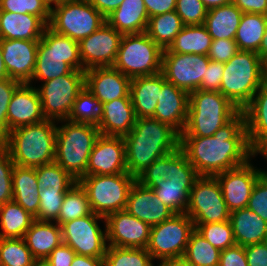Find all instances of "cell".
I'll return each instance as SVG.
<instances>
[{"instance_id": "44", "label": "cell", "mask_w": 267, "mask_h": 266, "mask_svg": "<svg viewBox=\"0 0 267 266\" xmlns=\"http://www.w3.org/2000/svg\"><path fill=\"white\" fill-rule=\"evenodd\" d=\"M39 189H70L76 182L55 161L35 168Z\"/></svg>"}, {"instance_id": "48", "label": "cell", "mask_w": 267, "mask_h": 266, "mask_svg": "<svg viewBox=\"0 0 267 266\" xmlns=\"http://www.w3.org/2000/svg\"><path fill=\"white\" fill-rule=\"evenodd\" d=\"M175 11L184 25H202L208 10L201 0H176Z\"/></svg>"}, {"instance_id": "46", "label": "cell", "mask_w": 267, "mask_h": 266, "mask_svg": "<svg viewBox=\"0 0 267 266\" xmlns=\"http://www.w3.org/2000/svg\"><path fill=\"white\" fill-rule=\"evenodd\" d=\"M52 5L47 0H0V11L18 14H33L47 25L51 18Z\"/></svg>"}, {"instance_id": "24", "label": "cell", "mask_w": 267, "mask_h": 266, "mask_svg": "<svg viewBox=\"0 0 267 266\" xmlns=\"http://www.w3.org/2000/svg\"><path fill=\"white\" fill-rule=\"evenodd\" d=\"M125 210L150 226L160 224L175 214L156 196L152 188L137 181L129 191Z\"/></svg>"}, {"instance_id": "42", "label": "cell", "mask_w": 267, "mask_h": 266, "mask_svg": "<svg viewBox=\"0 0 267 266\" xmlns=\"http://www.w3.org/2000/svg\"><path fill=\"white\" fill-rule=\"evenodd\" d=\"M103 260L105 266H154L145 248L108 246Z\"/></svg>"}, {"instance_id": "21", "label": "cell", "mask_w": 267, "mask_h": 266, "mask_svg": "<svg viewBox=\"0 0 267 266\" xmlns=\"http://www.w3.org/2000/svg\"><path fill=\"white\" fill-rule=\"evenodd\" d=\"M131 78L113 66L85 70V88L102 104L119 98H131Z\"/></svg>"}, {"instance_id": "25", "label": "cell", "mask_w": 267, "mask_h": 266, "mask_svg": "<svg viewBox=\"0 0 267 266\" xmlns=\"http://www.w3.org/2000/svg\"><path fill=\"white\" fill-rule=\"evenodd\" d=\"M189 93L170 82L162 85L153 118L166 123L181 134L186 125Z\"/></svg>"}, {"instance_id": "31", "label": "cell", "mask_w": 267, "mask_h": 266, "mask_svg": "<svg viewBox=\"0 0 267 266\" xmlns=\"http://www.w3.org/2000/svg\"><path fill=\"white\" fill-rule=\"evenodd\" d=\"M13 201L21 205L36 220L40 205L39 186L35 168L14 165L12 172Z\"/></svg>"}, {"instance_id": "10", "label": "cell", "mask_w": 267, "mask_h": 266, "mask_svg": "<svg viewBox=\"0 0 267 266\" xmlns=\"http://www.w3.org/2000/svg\"><path fill=\"white\" fill-rule=\"evenodd\" d=\"M163 50L146 32L125 34L113 67L129 78L149 76L162 72Z\"/></svg>"}, {"instance_id": "37", "label": "cell", "mask_w": 267, "mask_h": 266, "mask_svg": "<svg viewBox=\"0 0 267 266\" xmlns=\"http://www.w3.org/2000/svg\"><path fill=\"white\" fill-rule=\"evenodd\" d=\"M266 27L267 15L243 13L234 38L238 49L258 54Z\"/></svg>"}, {"instance_id": "69", "label": "cell", "mask_w": 267, "mask_h": 266, "mask_svg": "<svg viewBox=\"0 0 267 266\" xmlns=\"http://www.w3.org/2000/svg\"><path fill=\"white\" fill-rule=\"evenodd\" d=\"M51 5L55 4L56 2L60 1V0H47Z\"/></svg>"}, {"instance_id": "12", "label": "cell", "mask_w": 267, "mask_h": 266, "mask_svg": "<svg viewBox=\"0 0 267 266\" xmlns=\"http://www.w3.org/2000/svg\"><path fill=\"white\" fill-rule=\"evenodd\" d=\"M85 87V71L71 73L45 81L36 88L46 120L63 122L68 120L74 101Z\"/></svg>"}, {"instance_id": "61", "label": "cell", "mask_w": 267, "mask_h": 266, "mask_svg": "<svg viewBox=\"0 0 267 266\" xmlns=\"http://www.w3.org/2000/svg\"><path fill=\"white\" fill-rule=\"evenodd\" d=\"M261 154L267 160V140L261 141L252 148V157H256L257 154ZM260 173H267L266 170L259 169Z\"/></svg>"}, {"instance_id": "60", "label": "cell", "mask_w": 267, "mask_h": 266, "mask_svg": "<svg viewBox=\"0 0 267 266\" xmlns=\"http://www.w3.org/2000/svg\"><path fill=\"white\" fill-rule=\"evenodd\" d=\"M71 266H105L103 258L75 255Z\"/></svg>"}, {"instance_id": "8", "label": "cell", "mask_w": 267, "mask_h": 266, "mask_svg": "<svg viewBox=\"0 0 267 266\" xmlns=\"http://www.w3.org/2000/svg\"><path fill=\"white\" fill-rule=\"evenodd\" d=\"M63 123L56 127L55 162L78 181L85 176L89 156L100 131L92 124L68 120Z\"/></svg>"}, {"instance_id": "54", "label": "cell", "mask_w": 267, "mask_h": 266, "mask_svg": "<svg viewBox=\"0 0 267 266\" xmlns=\"http://www.w3.org/2000/svg\"><path fill=\"white\" fill-rule=\"evenodd\" d=\"M219 266H248L244 247L235 245L222 250Z\"/></svg>"}, {"instance_id": "3", "label": "cell", "mask_w": 267, "mask_h": 266, "mask_svg": "<svg viewBox=\"0 0 267 266\" xmlns=\"http://www.w3.org/2000/svg\"><path fill=\"white\" fill-rule=\"evenodd\" d=\"M127 171L137 176L155 160L179 148L180 134L153 117L136 118L131 131L123 137Z\"/></svg>"}, {"instance_id": "15", "label": "cell", "mask_w": 267, "mask_h": 266, "mask_svg": "<svg viewBox=\"0 0 267 266\" xmlns=\"http://www.w3.org/2000/svg\"><path fill=\"white\" fill-rule=\"evenodd\" d=\"M98 220L105 221V218L92 212L85 217L63 223L62 242L77 255L104 258L108 247L106 225L105 231H102Z\"/></svg>"}, {"instance_id": "41", "label": "cell", "mask_w": 267, "mask_h": 266, "mask_svg": "<svg viewBox=\"0 0 267 266\" xmlns=\"http://www.w3.org/2000/svg\"><path fill=\"white\" fill-rule=\"evenodd\" d=\"M103 111V104L84 87L74 101L68 121L98 126Z\"/></svg>"}, {"instance_id": "43", "label": "cell", "mask_w": 267, "mask_h": 266, "mask_svg": "<svg viewBox=\"0 0 267 266\" xmlns=\"http://www.w3.org/2000/svg\"><path fill=\"white\" fill-rule=\"evenodd\" d=\"M35 260L24 238H0V262L4 266H31Z\"/></svg>"}, {"instance_id": "45", "label": "cell", "mask_w": 267, "mask_h": 266, "mask_svg": "<svg viewBox=\"0 0 267 266\" xmlns=\"http://www.w3.org/2000/svg\"><path fill=\"white\" fill-rule=\"evenodd\" d=\"M195 229L220 251L236 245L230 221L215 223H194Z\"/></svg>"}, {"instance_id": "2", "label": "cell", "mask_w": 267, "mask_h": 266, "mask_svg": "<svg viewBox=\"0 0 267 266\" xmlns=\"http://www.w3.org/2000/svg\"><path fill=\"white\" fill-rule=\"evenodd\" d=\"M199 177L179 147L158 158L136 176L140 184L152 188L158 198L175 214L185 213L189 194Z\"/></svg>"}, {"instance_id": "23", "label": "cell", "mask_w": 267, "mask_h": 266, "mask_svg": "<svg viewBox=\"0 0 267 266\" xmlns=\"http://www.w3.org/2000/svg\"><path fill=\"white\" fill-rule=\"evenodd\" d=\"M8 132L21 126L33 125L46 120L36 87L21 83L12 95L7 111Z\"/></svg>"}, {"instance_id": "57", "label": "cell", "mask_w": 267, "mask_h": 266, "mask_svg": "<svg viewBox=\"0 0 267 266\" xmlns=\"http://www.w3.org/2000/svg\"><path fill=\"white\" fill-rule=\"evenodd\" d=\"M149 18L175 11L176 0H143Z\"/></svg>"}, {"instance_id": "36", "label": "cell", "mask_w": 267, "mask_h": 266, "mask_svg": "<svg viewBox=\"0 0 267 266\" xmlns=\"http://www.w3.org/2000/svg\"><path fill=\"white\" fill-rule=\"evenodd\" d=\"M35 220L15 201L0 205V238H23Z\"/></svg>"}, {"instance_id": "1", "label": "cell", "mask_w": 267, "mask_h": 266, "mask_svg": "<svg viewBox=\"0 0 267 266\" xmlns=\"http://www.w3.org/2000/svg\"><path fill=\"white\" fill-rule=\"evenodd\" d=\"M179 147L199 176H215L252 158L243 111L213 136L180 137Z\"/></svg>"}, {"instance_id": "62", "label": "cell", "mask_w": 267, "mask_h": 266, "mask_svg": "<svg viewBox=\"0 0 267 266\" xmlns=\"http://www.w3.org/2000/svg\"><path fill=\"white\" fill-rule=\"evenodd\" d=\"M258 55L267 64V27L258 49Z\"/></svg>"}, {"instance_id": "20", "label": "cell", "mask_w": 267, "mask_h": 266, "mask_svg": "<svg viewBox=\"0 0 267 266\" xmlns=\"http://www.w3.org/2000/svg\"><path fill=\"white\" fill-rule=\"evenodd\" d=\"M126 172L128 171L123 137L100 134L90 153L85 176L111 175Z\"/></svg>"}, {"instance_id": "9", "label": "cell", "mask_w": 267, "mask_h": 266, "mask_svg": "<svg viewBox=\"0 0 267 266\" xmlns=\"http://www.w3.org/2000/svg\"><path fill=\"white\" fill-rule=\"evenodd\" d=\"M136 177L126 173L83 176L77 182L86 191L93 213L106 218L125 210L129 191Z\"/></svg>"}, {"instance_id": "27", "label": "cell", "mask_w": 267, "mask_h": 266, "mask_svg": "<svg viewBox=\"0 0 267 266\" xmlns=\"http://www.w3.org/2000/svg\"><path fill=\"white\" fill-rule=\"evenodd\" d=\"M103 117L98 129L101 135H127L135 125L136 116L131 98H119L103 104Z\"/></svg>"}, {"instance_id": "51", "label": "cell", "mask_w": 267, "mask_h": 266, "mask_svg": "<svg viewBox=\"0 0 267 266\" xmlns=\"http://www.w3.org/2000/svg\"><path fill=\"white\" fill-rule=\"evenodd\" d=\"M239 51L233 39L212 40L207 56L211 61L226 63Z\"/></svg>"}, {"instance_id": "32", "label": "cell", "mask_w": 267, "mask_h": 266, "mask_svg": "<svg viewBox=\"0 0 267 266\" xmlns=\"http://www.w3.org/2000/svg\"><path fill=\"white\" fill-rule=\"evenodd\" d=\"M229 221L236 245L258 244L267 235V222L247 207L231 212Z\"/></svg>"}, {"instance_id": "33", "label": "cell", "mask_w": 267, "mask_h": 266, "mask_svg": "<svg viewBox=\"0 0 267 266\" xmlns=\"http://www.w3.org/2000/svg\"><path fill=\"white\" fill-rule=\"evenodd\" d=\"M245 114L247 139L251 149L267 140V79L242 110Z\"/></svg>"}, {"instance_id": "5", "label": "cell", "mask_w": 267, "mask_h": 266, "mask_svg": "<svg viewBox=\"0 0 267 266\" xmlns=\"http://www.w3.org/2000/svg\"><path fill=\"white\" fill-rule=\"evenodd\" d=\"M267 79V64L256 52L239 50L224 63L220 93L240 111L252 100Z\"/></svg>"}, {"instance_id": "67", "label": "cell", "mask_w": 267, "mask_h": 266, "mask_svg": "<svg viewBox=\"0 0 267 266\" xmlns=\"http://www.w3.org/2000/svg\"><path fill=\"white\" fill-rule=\"evenodd\" d=\"M260 178L267 184V173H260Z\"/></svg>"}, {"instance_id": "68", "label": "cell", "mask_w": 267, "mask_h": 266, "mask_svg": "<svg viewBox=\"0 0 267 266\" xmlns=\"http://www.w3.org/2000/svg\"><path fill=\"white\" fill-rule=\"evenodd\" d=\"M261 244L267 249V235L264 237Z\"/></svg>"}, {"instance_id": "4", "label": "cell", "mask_w": 267, "mask_h": 266, "mask_svg": "<svg viewBox=\"0 0 267 266\" xmlns=\"http://www.w3.org/2000/svg\"><path fill=\"white\" fill-rule=\"evenodd\" d=\"M56 121L17 127L0 144L9 152L14 165L36 168L55 161Z\"/></svg>"}, {"instance_id": "13", "label": "cell", "mask_w": 267, "mask_h": 266, "mask_svg": "<svg viewBox=\"0 0 267 266\" xmlns=\"http://www.w3.org/2000/svg\"><path fill=\"white\" fill-rule=\"evenodd\" d=\"M194 229L193 220L186 213L174 214L160 224L151 226L147 252L153 260L182 259Z\"/></svg>"}, {"instance_id": "26", "label": "cell", "mask_w": 267, "mask_h": 266, "mask_svg": "<svg viewBox=\"0 0 267 266\" xmlns=\"http://www.w3.org/2000/svg\"><path fill=\"white\" fill-rule=\"evenodd\" d=\"M165 82L166 78L162 72L131 79L130 96L136 118L154 115Z\"/></svg>"}, {"instance_id": "35", "label": "cell", "mask_w": 267, "mask_h": 266, "mask_svg": "<svg viewBox=\"0 0 267 266\" xmlns=\"http://www.w3.org/2000/svg\"><path fill=\"white\" fill-rule=\"evenodd\" d=\"M211 43L212 37L204 24L185 25L168 50L177 54L207 55Z\"/></svg>"}, {"instance_id": "11", "label": "cell", "mask_w": 267, "mask_h": 266, "mask_svg": "<svg viewBox=\"0 0 267 266\" xmlns=\"http://www.w3.org/2000/svg\"><path fill=\"white\" fill-rule=\"evenodd\" d=\"M54 6L48 26L78 43L106 22L87 0H60Z\"/></svg>"}, {"instance_id": "56", "label": "cell", "mask_w": 267, "mask_h": 266, "mask_svg": "<svg viewBox=\"0 0 267 266\" xmlns=\"http://www.w3.org/2000/svg\"><path fill=\"white\" fill-rule=\"evenodd\" d=\"M248 266H267V249L261 244L244 247Z\"/></svg>"}, {"instance_id": "52", "label": "cell", "mask_w": 267, "mask_h": 266, "mask_svg": "<svg viewBox=\"0 0 267 266\" xmlns=\"http://www.w3.org/2000/svg\"><path fill=\"white\" fill-rule=\"evenodd\" d=\"M247 208L267 222V184L261 178L253 187Z\"/></svg>"}, {"instance_id": "34", "label": "cell", "mask_w": 267, "mask_h": 266, "mask_svg": "<svg viewBox=\"0 0 267 266\" xmlns=\"http://www.w3.org/2000/svg\"><path fill=\"white\" fill-rule=\"evenodd\" d=\"M242 15L241 10L233 3H229L208 10L204 25L212 40H234Z\"/></svg>"}, {"instance_id": "47", "label": "cell", "mask_w": 267, "mask_h": 266, "mask_svg": "<svg viewBox=\"0 0 267 266\" xmlns=\"http://www.w3.org/2000/svg\"><path fill=\"white\" fill-rule=\"evenodd\" d=\"M69 189L39 190L40 205L38 209L39 221H55L58 218L65 193Z\"/></svg>"}, {"instance_id": "66", "label": "cell", "mask_w": 267, "mask_h": 266, "mask_svg": "<svg viewBox=\"0 0 267 266\" xmlns=\"http://www.w3.org/2000/svg\"><path fill=\"white\" fill-rule=\"evenodd\" d=\"M31 266H50L46 260H39V259H36Z\"/></svg>"}, {"instance_id": "55", "label": "cell", "mask_w": 267, "mask_h": 266, "mask_svg": "<svg viewBox=\"0 0 267 266\" xmlns=\"http://www.w3.org/2000/svg\"><path fill=\"white\" fill-rule=\"evenodd\" d=\"M75 255L68 245L61 243L45 260L50 266H71Z\"/></svg>"}, {"instance_id": "22", "label": "cell", "mask_w": 267, "mask_h": 266, "mask_svg": "<svg viewBox=\"0 0 267 266\" xmlns=\"http://www.w3.org/2000/svg\"><path fill=\"white\" fill-rule=\"evenodd\" d=\"M9 78L29 83L35 70L39 40L0 39Z\"/></svg>"}, {"instance_id": "16", "label": "cell", "mask_w": 267, "mask_h": 266, "mask_svg": "<svg viewBox=\"0 0 267 266\" xmlns=\"http://www.w3.org/2000/svg\"><path fill=\"white\" fill-rule=\"evenodd\" d=\"M209 61L207 55L177 54L165 49L162 54V73L167 82L191 93L200 89Z\"/></svg>"}, {"instance_id": "65", "label": "cell", "mask_w": 267, "mask_h": 266, "mask_svg": "<svg viewBox=\"0 0 267 266\" xmlns=\"http://www.w3.org/2000/svg\"><path fill=\"white\" fill-rule=\"evenodd\" d=\"M9 78L2 54V47L0 43V80Z\"/></svg>"}, {"instance_id": "58", "label": "cell", "mask_w": 267, "mask_h": 266, "mask_svg": "<svg viewBox=\"0 0 267 266\" xmlns=\"http://www.w3.org/2000/svg\"><path fill=\"white\" fill-rule=\"evenodd\" d=\"M243 13L267 15V0H232Z\"/></svg>"}, {"instance_id": "53", "label": "cell", "mask_w": 267, "mask_h": 266, "mask_svg": "<svg viewBox=\"0 0 267 266\" xmlns=\"http://www.w3.org/2000/svg\"><path fill=\"white\" fill-rule=\"evenodd\" d=\"M224 73V63L209 61L205 76H203L200 89L203 91L220 92V84Z\"/></svg>"}, {"instance_id": "39", "label": "cell", "mask_w": 267, "mask_h": 266, "mask_svg": "<svg viewBox=\"0 0 267 266\" xmlns=\"http://www.w3.org/2000/svg\"><path fill=\"white\" fill-rule=\"evenodd\" d=\"M220 252L194 229L182 259L190 266H216L219 265Z\"/></svg>"}, {"instance_id": "30", "label": "cell", "mask_w": 267, "mask_h": 266, "mask_svg": "<svg viewBox=\"0 0 267 266\" xmlns=\"http://www.w3.org/2000/svg\"><path fill=\"white\" fill-rule=\"evenodd\" d=\"M24 240L35 259L45 260L62 242L61 226L55 221L34 220Z\"/></svg>"}, {"instance_id": "50", "label": "cell", "mask_w": 267, "mask_h": 266, "mask_svg": "<svg viewBox=\"0 0 267 266\" xmlns=\"http://www.w3.org/2000/svg\"><path fill=\"white\" fill-rule=\"evenodd\" d=\"M20 84L21 82L11 78L0 80V140L8 133V105Z\"/></svg>"}, {"instance_id": "18", "label": "cell", "mask_w": 267, "mask_h": 266, "mask_svg": "<svg viewBox=\"0 0 267 266\" xmlns=\"http://www.w3.org/2000/svg\"><path fill=\"white\" fill-rule=\"evenodd\" d=\"M250 161L215 175L230 213L247 207L253 187L260 178L259 169Z\"/></svg>"}, {"instance_id": "28", "label": "cell", "mask_w": 267, "mask_h": 266, "mask_svg": "<svg viewBox=\"0 0 267 266\" xmlns=\"http://www.w3.org/2000/svg\"><path fill=\"white\" fill-rule=\"evenodd\" d=\"M48 25L38 16L0 11V39L40 40Z\"/></svg>"}, {"instance_id": "38", "label": "cell", "mask_w": 267, "mask_h": 266, "mask_svg": "<svg viewBox=\"0 0 267 266\" xmlns=\"http://www.w3.org/2000/svg\"><path fill=\"white\" fill-rule=\"evenodd\" d=\"M185 25L176 11L151 16L146 33L162 49H168Z\"/></svg>"}, {"instance_id": "49", "label": "cell", "mask_w": 267, "mask_h": 266, "mask_svg": "<svg viewBox=\"0 0 267 266\" xmlns=\"http://www.w3.org/2000/svg\"><path fill=\"white\" fill-rule=\"evenodd\" d=\"M13 169L14 162L9 152L0 144V205L13 199Z\"/></svg>"}, {"instance_id": "17", "label": "cell", "mask_w": 267, "mask_h": 266, "mask_svg": "<svg viewBox=\"0 0 267 266\" xmlns=\"http://www.w3.org/2000/svg\"><path fill=\"white\" fill-rule=\"evenodd\" d=\"M123 34L105 22L79 42L83 71L94 67L113 66Z\"/></svg>"}, {"instance_id": "40", "label": "cell", "mask_w": 267, "mask_h": 266, "mask_svg": "<svg viewBox=\"0 0 267 266\" xmlns=\"http://www.w3.org/2000/svg\"><path fill=\"white\" fill-rule=\"evenodd\" d=\"M92 213L86 191L76 182L66 193L58 218L55 220L60 226L63 223L85 217Z\"/></svg>"}, {"instance_id": "64", "label": "cell", "mask_w": 267, "mask_h": 266, "mask_svg": "<svg viewBox=\"0 0 267 266\" xmlns=\"http://www.w3.org/2000/svg\"><path fill=\"white\" fill-rule=\"evenodd\" d=\"M158 266H190L183 259H175V260H163Z\"/></svg>"}, {"instance_id": "7", "label": "cell", "mask_w": 267, "mask_h": 266, "mask_svg": "<svg viewBox=\"0 0 267 266\" xmlns=\"http://www.w3.org/2000/svg\"><path fill=\"white\" fill-rule=\"evenodd\" d=\"M73 70H83L79 43L47 26L39 40L35 70L29 84L34 79L45 82Z\"/></svg>"}, {"instance_id": "59", "label": "cell", "mask_w": 267, "mask_h": 266, "mask_svg": "<svg viewBox=\"0 0 267 266\" xmlns=\"http://www.w3.org/2000/svg\"><path fill=\"white\" fill-rule=\"evenodd\" d=\"M105 18L115 11L123 0H87Z\"/></svg>"}, {"instance_id": "14", "label": "cell", "mask_w": 267, "mask_h": 266, "mask_svg": "<svg viewBox=\"0 0 267 266\" xmlns=\"http://www.w3.org/2000/svg\"><path fill=\"white\" fill-rule=\"evenodd\" d=\"M185 213L193 223H215L229 220L230 212L215 176H199L190 191Z\"/></svg>"}, {"instance_id": "29", "label": "cell", "mask_w": 267, "mask_h": 266, "mask_svg": "<svg viewBox=\"0 0 267 266\" xmlns=\"http://www.w3.org/2000/svg\"><path fill=\"white\" fill-rule=\"evenodd\" d=\"M148 21L149 16L143 0H123L119 7L106 17V22L123 35L146 32Z\"/></svg>"}, {"instance_id": "6", "label": "cell", "mask_w": 267, "mask_h": 266, "mask_svg": "<svg viewBox=\"0 0 267 266\" xmlns=\"http://www.w3.org/2000/svg\"><path fill=\"white\" fill-rule=\"evenodd\" d=\"M240 110L218 91L198 89L189 93V108L186 125L180 137H208Z\"/></svg>"}, {"instance_id": "63", "label": "cell", "mask_w": 267, "mask_h": 266, "mask_svg": "<svg viewBox=\"0 0 267 266\" xmlns=\"http://www.w3.org/2000/svg\"><path fill=\"white\" fill-rule=\"evenodd\" d=\"M207 10L232 3V0H201Z\"/></svg>"}, {"instance_id": "19", "label": "cell", "mask_w": 267, "mask_h": 266, "mask_svg": "<svg viewBox=\"0 0 267 266\" xmlns=\"http://www.w3.org/2000/svg\"><path fill=\"white\" fill-rule=\"evenodd\" d=\"M108 246L125 248H147L151 226L120 210L105 218Z\"/></svg>"}]
</instances>
